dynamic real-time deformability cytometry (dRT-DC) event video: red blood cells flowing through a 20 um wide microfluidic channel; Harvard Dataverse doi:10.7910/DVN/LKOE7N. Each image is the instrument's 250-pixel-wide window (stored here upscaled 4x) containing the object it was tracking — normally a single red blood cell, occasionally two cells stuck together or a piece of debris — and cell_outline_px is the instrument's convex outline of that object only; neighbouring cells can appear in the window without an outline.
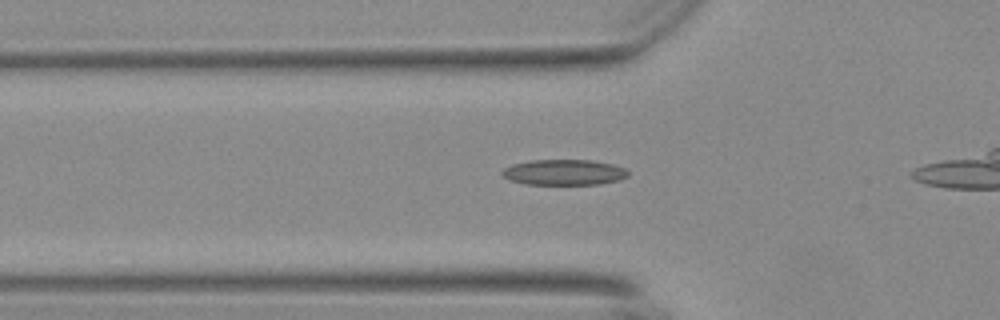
{"species": "Egyptian fruit bat (a non-hibernating species)", "species_latin": "Rousettus aegyptiacus", "temperature_condition": "warm", "stored_images_in_passage": 36, "camera_frame_rate_fps": 3000, "um_per_image_px": 0.085, "animal": {"sex": "female"}, "frame": {"image": 1, "passage_image": 10, "time_ms": 3.0, "image_size_px": [1000, 320], "cell_outline_px": [[628, 176], [620, 180], [600, 184], [524, 184], [512, 180], [504, 176], [500, 172], [504, 168], [512, 164], [532, 160], [592, 160], [612, 164], [624, 168], [628, 172]], "centroid_in_image_um": [47.95, 14.64], "position_along_channel_um": 77.8, "area_um2": 18.73}}
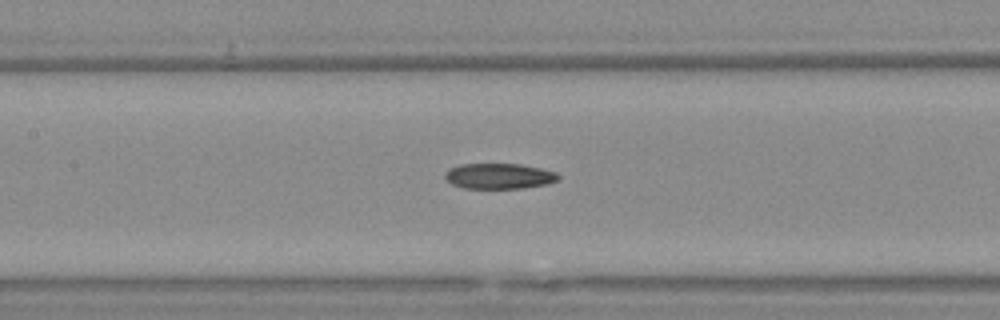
{"frame": {"image": 2, "passage_image": 17, "time_ms": 5.333, "image_size_px": [1000, 320], "cell_outline_px": [[560, 176], [556, 180], [548, 184], [520, 188], [464, 188], [452, 184], [444, 176], [444, 172], [460, 164], [520, 164], [540, 168], [556, 172]], "centroid_in_image_um": [42.42, 14.96], "position_along_channel_um": 165.0, "area_um2": 16.7}}
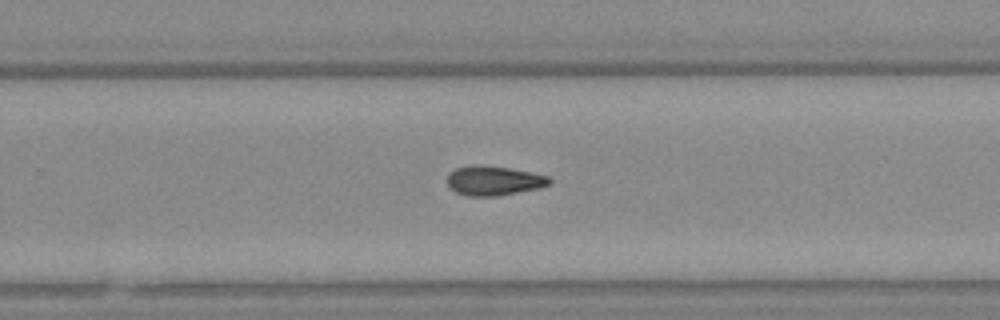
{"frame": {"image": 3, "passage_image": 27, "time_ms": 8.667, "image_size_px": [1000, 320], "cell_outline_px": [[552, 180], [548, 184], [540, 188], [496, 196], [468, 196], [456, 192], [448, 188], [448, 176], [456, 168], [472, 164], [480, 164], [508, 168], [532, 172], [548, 176]], "centroid_in_image_um": [41.96, 15.35], "position_along_channel_um": 287.8, "area_um2": 17.57}}